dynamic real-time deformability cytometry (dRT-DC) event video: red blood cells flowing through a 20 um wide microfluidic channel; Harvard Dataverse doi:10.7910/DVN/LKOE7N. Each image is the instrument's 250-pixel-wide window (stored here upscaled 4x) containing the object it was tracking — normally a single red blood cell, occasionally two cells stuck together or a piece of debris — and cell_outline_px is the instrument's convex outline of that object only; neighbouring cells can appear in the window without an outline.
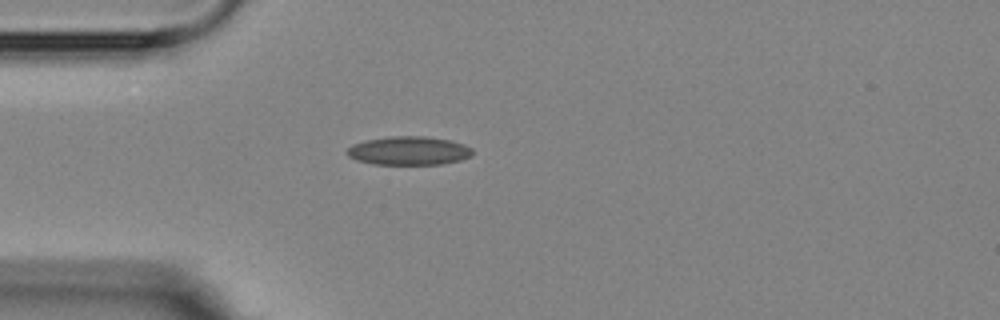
{"species": "Egyptian fruit bat (a non-hibernating species)", "species_latin": "Rousettus aegyptiacus", "temperature_condition": "room temperature", "stored_images_in_passage": 1, "camera_frame_rate_fps": 3000, "um_per_image_px": 0.085, "animal": {"sex": "female"}, "frame": {"image": 1, "passage_image": 1, "time_ms": 0.0, "image_size_px": [1000, 320], "cell_outline_px": [[472, 156], [460, 160], [440, 164], [372, 164], [356, 160], [348, 156], [344, 152], [352, 144], [364, 140], [388, 136], [424, 136], [452, 140], [464, 144], [472, 148]], "centroid_in_image_um": [34.72, 12.8], "position_along_channel_um": 50.3, "area_um2": 21.15}}